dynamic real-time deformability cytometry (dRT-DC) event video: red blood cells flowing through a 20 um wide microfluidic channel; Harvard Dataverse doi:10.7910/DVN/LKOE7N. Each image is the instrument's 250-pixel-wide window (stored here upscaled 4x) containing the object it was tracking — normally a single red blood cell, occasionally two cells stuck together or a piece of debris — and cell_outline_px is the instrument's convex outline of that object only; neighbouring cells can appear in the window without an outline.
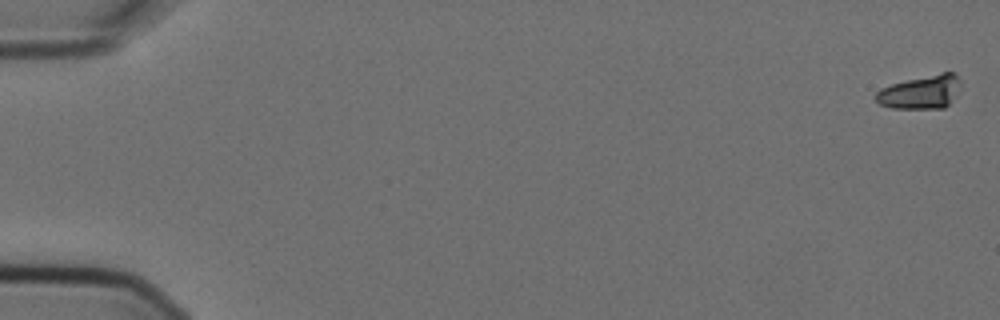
{"species": "Egyptian fruit bat (a non-hibernating species)", "species_latin": "Rousettus aegyptiacus", "temperature_condition": "cold", "stored_images_in_passage": 5, "camera_frame_rate_fps": 3000, "um_per_image_px": 0.085, "animal": {"sex": "female"}, "frame": {"image": 1, "passage_image": 1, "time_ms": 0.0, "image_size_px": [1000, 320], "cell_outline_px": [[960, 80], [948, 104], [944, 108], [892, 108], [880, 104], [876, 100], [876, 92], [880, 88], [892, 84], [908, 80], [944, 72], [952, 72]], "centroid_in_image_um": [78.19, 7.83], "position_along_channel_um": 6.8, "area_um2": 15.9}}